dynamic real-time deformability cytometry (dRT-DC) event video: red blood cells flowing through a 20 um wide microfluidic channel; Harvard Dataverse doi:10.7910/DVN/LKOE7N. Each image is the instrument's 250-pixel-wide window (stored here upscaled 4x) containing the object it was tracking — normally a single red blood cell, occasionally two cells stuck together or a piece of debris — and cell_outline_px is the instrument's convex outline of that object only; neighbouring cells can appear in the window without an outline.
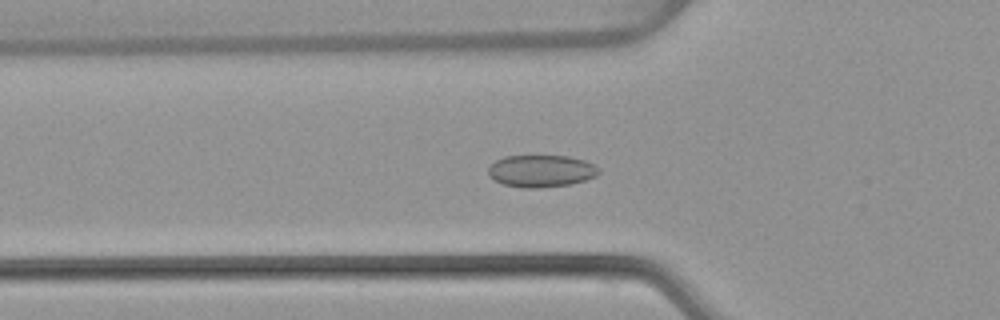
{"species": "common noctule bat (a hibernating species)", "species_latin": "Nyctalus noctula", "temperature_condition": "warm", "stored_images_in_passage": 54, "camera_frame_rate_fps": 3000, "um_per_image_px": 0.085, "animal": {"sex": "female", "body_mass_g": 22.7, "forearm_length_mm": 54.2}, "frame": {"image": 1, "passage_image": 19, "time_ms": 6.0, "image_size_px": [1000, 320], "cell_outline_px": [[600, 172], [596, 176], [572, 184], [536, 188], [524, 188], [504, 184], [488, 176], [488, 168], [496, 160], [504, 156], [568, 156], [584, 160], [600, 168]], "centroid_in_image_um": [46.0, 14.53], "position_along_channel_um": 79.8, "area_um2": 20.63}}
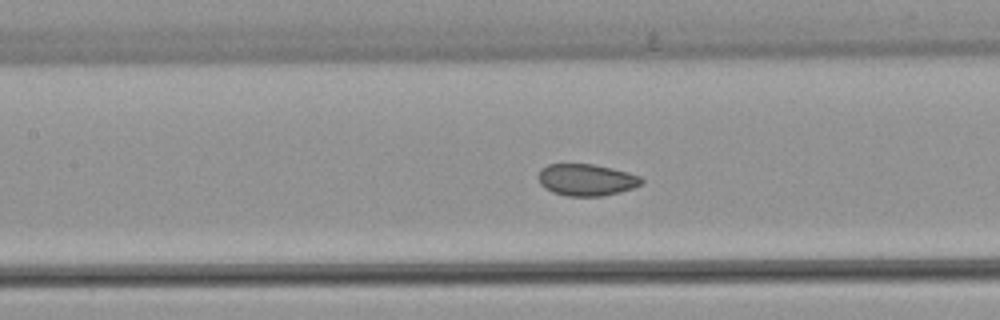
{"frame": {"image": 2, "passage_image": 25, "time_ms": 8.0, "image_size_px": [1000, 320], "cell_outline_px": [[644, 180], [640, 184], [632, 188], [620, 192], [600, 196], [568, 196], [552, 192], [544, 188], [540, 184], [536, 176], [540, 168], [548, 164], [592, 164], [612, 168], [628, 172], [640, 176]], "centroid_in_image_um": [49.79, 15.28], "position_along_channel_um": 157.6, "area_um2": 19.25}}
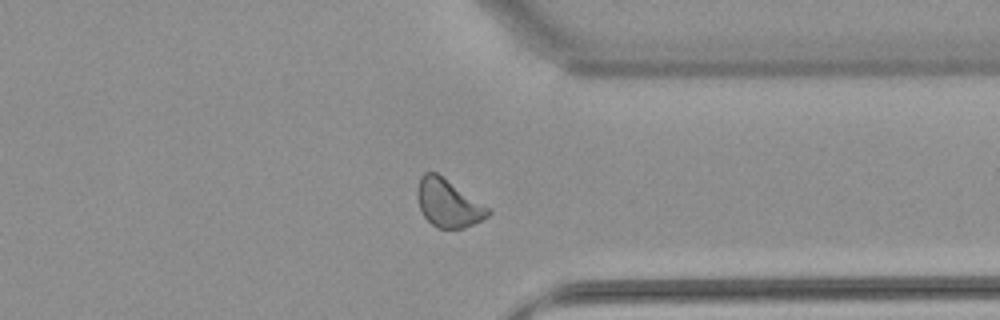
{"frame": {"image": 3, "passage_image": 42, "time_ms": 13.667, "image_size_px": [1000, 320], "cell_outline_px": [[492, 212], [488, 216], [464, 228], [436, 228], [424, 216], [420, 208], [416, 196], [416, 188], [420, 176], [424, 172], [436, 172], [492, 208]], "centroid_in_image_um": [38.1, 17.25], "position_along_channel_um": 373.3, "area_um2": 19.94}, "authors_computed_cell_mechanics": {"area_um2": 20.23, "velocity_mm_per_s": 3.8584, "shape_relaxation_time_tau1_ms": null, "shape_relaxation_time_tau2_ms": 1.7758, "deformation_change_tau1": null, "deformation_change_tau2": 0.0497}}